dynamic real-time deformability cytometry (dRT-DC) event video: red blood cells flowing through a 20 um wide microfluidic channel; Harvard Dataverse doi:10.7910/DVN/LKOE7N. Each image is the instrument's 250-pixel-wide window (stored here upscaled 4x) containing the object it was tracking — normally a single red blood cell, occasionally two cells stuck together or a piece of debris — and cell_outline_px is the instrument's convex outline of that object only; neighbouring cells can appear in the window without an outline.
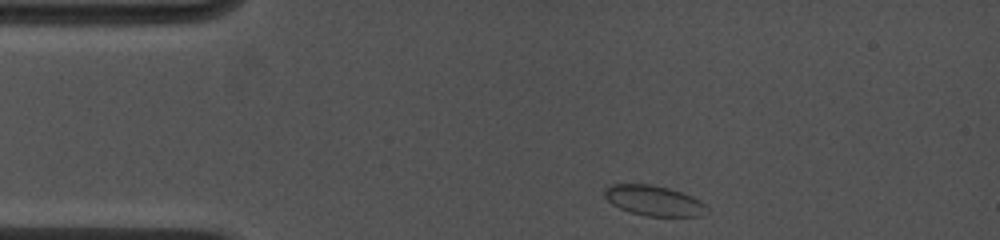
{"species": "common noctule bat (a hibernating species)", "species_latin": "Nyctalus noctula", "temperature_condition": "cold", "stored_images_in_passage": 33, "camera_frame_rate_fps": 4500, "um_per_image_px": 0.085, "animal": {"sex": "female", "body_mass_g": 19.0, "forearm_length_mm": 53.3}, "frame": {"image": 1, "passage_image": 1, "time_ms": 0.0, "image_size_px": [1000, 240], "cell_outline_px": [[708, 208], [700, 216], [644, 216], [620, 208], [612, 204], [604, 196], [604, 188], [608, 184], [652, 184], [668, 188], [692, 196], [700, 200]], "centroid_in_image_um": [55.54, 17.04], "position_along_channel_um": 29.5, "area_um2": 17.98}}
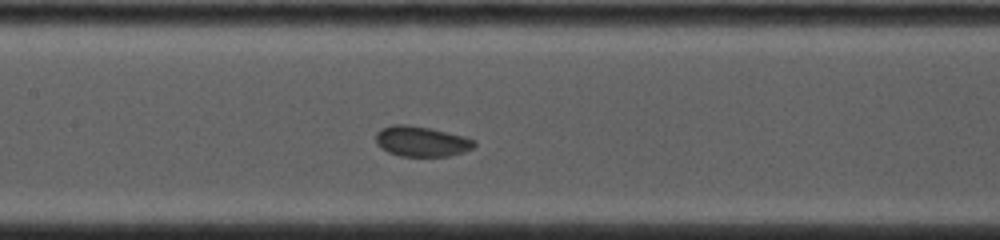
{"frame": {"image": 2, "passage_image": 14, "time_ms": 4.889, "image_size_px": [1000, 240], "cell_outline_px": [[476, 144], [472, 148], [464, 152], [448, 156], [400, 156], [388, 152], [380, 148], [376, 144], [376, 132], [380, 128], [392, 124], [408, 124], [432, 128], [464, 136], [476, 140]], "centroid_in_image_um": [35.8, 12.0], "position_along_channel_um": 171.6, "area_um2": 17.69}}
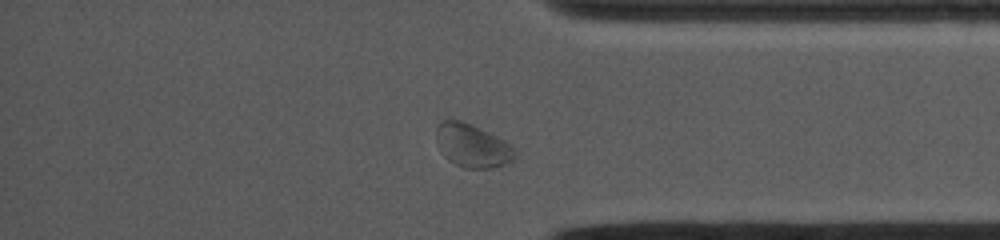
{"frame": {"image": 3, "passage_image": 29, "time_ms": 10.667, "image_size_px": [1000, 240], "cell_outline_px": [[516, 156], [512, 160], [504, 164], [492, 168], [464, 168], [448, 160], [440, 152], [436, 140], [436, 128], [444, 120], [460, 120], [480, 128], [512, 144], [516, 148]], "centroid_in_image_um": [40.15, 12.39], "position_along_channel_um": 395.0, "area_um2": 19.88}, "authors_computed_cell_mechanics": {"area_um2": 17.6868, "velocity_mm_per_s": 3.877, "shape_relaxation_time_tau1_ms": 11.1415, "shape_relaxation_time_tau2_ms": 0.4847, "deformation_change_tau1": 0.1245, "deformation_change_tau2": 0.0328}}